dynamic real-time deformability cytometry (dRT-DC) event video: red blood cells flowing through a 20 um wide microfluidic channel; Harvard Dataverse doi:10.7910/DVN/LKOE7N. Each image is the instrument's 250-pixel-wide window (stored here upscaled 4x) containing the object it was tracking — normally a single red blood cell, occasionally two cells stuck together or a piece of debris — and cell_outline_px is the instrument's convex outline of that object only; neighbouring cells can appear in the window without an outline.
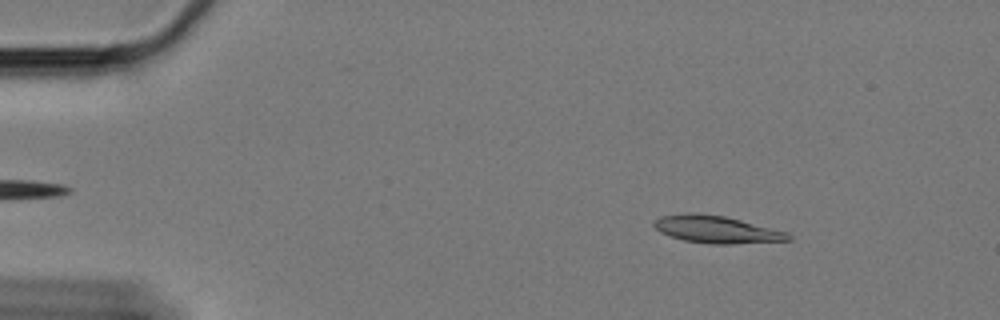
{"species": "Egyptian fruit bat (a non-hibernating species)", "species_latin": "Rousettus aegyptiacus", "temperature_condition": "cold", "stored_images_in_passage": 61, "camera_frame_rate_fps": 3000, "um_per_image_px": 0.085, "animal": {"sex": "female"}, "frame": {"image": 1, "passage_image": 9, "time_ms": 2.667, "image_size_px": [1000, 320], "cell_outline_px": [[792, 240], [732, 244], [712, 244], [684, 240], [660, 232], [652, 224], [660, 216], [684, 212], [700, 212], [724, 216], [788, 232], [792, 236]], "centroid_in_image_um": [60.9, 19.49], "position_along_channel_um": 24.1, "area_um2": 21.44}}
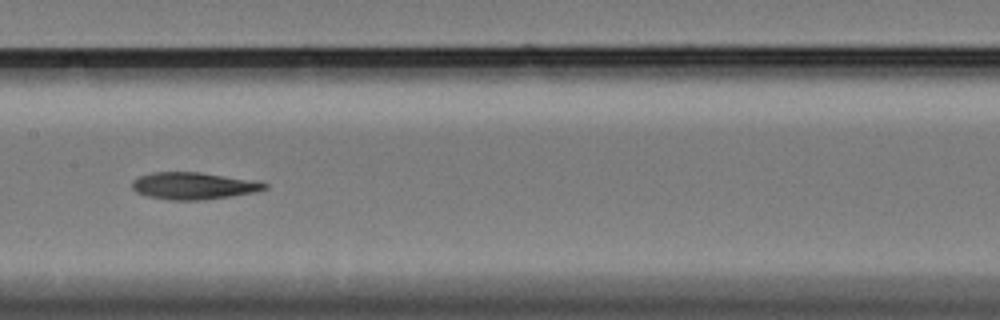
{"frame": {"image": 2, "passage_image": 31, "time_ms": 10.0, "image_size_px": [1000, 320], "cell_outline_px": [[268, 188], [256, 192], [232, 196], [204, 200], [168, 200], [148, 196], [136, 192], [132, 188], [132, 180], [140, 176], [152, 172], [200, 172], [256, 180], [268, 184]], "centroid_in_image_um": [16.48, 15.79], "position_along_channel_um": 190.9, "area_um2": 21.1}}
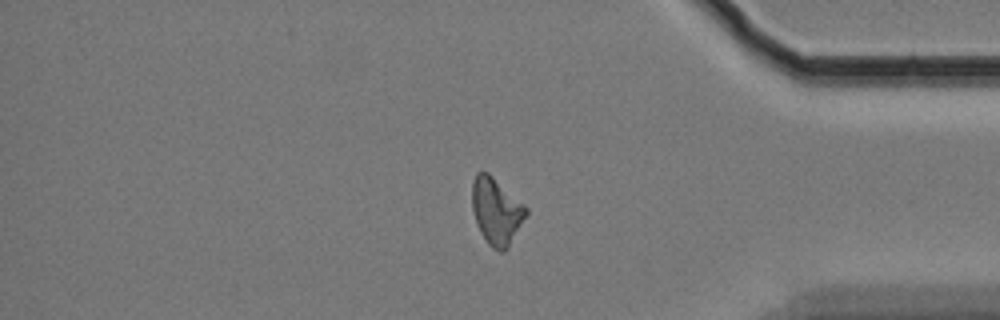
{"frame": {"image": 3, "passage_image": 51, "time_ms": 16.667, "image_size_px": [1000, 320], "cell_outline_px": [[528, 212], [508, 248], [504, 252], [500, 252], [492, 248], [488, 244], [480, 232], [476, 224], [472, 208], [472, 180], [476, 172], [488, 172], [524, 204], [528, 208]], "centroid_in_image_um": [42.18, 17.95], "position_along_channel_um": 393.0, "area_um2": 21.04}, "authors_computed_cell_mechanics": {"area_um2": 20.6346, "velocity_mm_per_s": 3.3328, "shape_relaxation_time_tau1_ms": null, "shape_relaxation_time_tau2_ms": 7.8221, "deformation_change_tau1": null, "deformation_change_tau2": 0.1738}}